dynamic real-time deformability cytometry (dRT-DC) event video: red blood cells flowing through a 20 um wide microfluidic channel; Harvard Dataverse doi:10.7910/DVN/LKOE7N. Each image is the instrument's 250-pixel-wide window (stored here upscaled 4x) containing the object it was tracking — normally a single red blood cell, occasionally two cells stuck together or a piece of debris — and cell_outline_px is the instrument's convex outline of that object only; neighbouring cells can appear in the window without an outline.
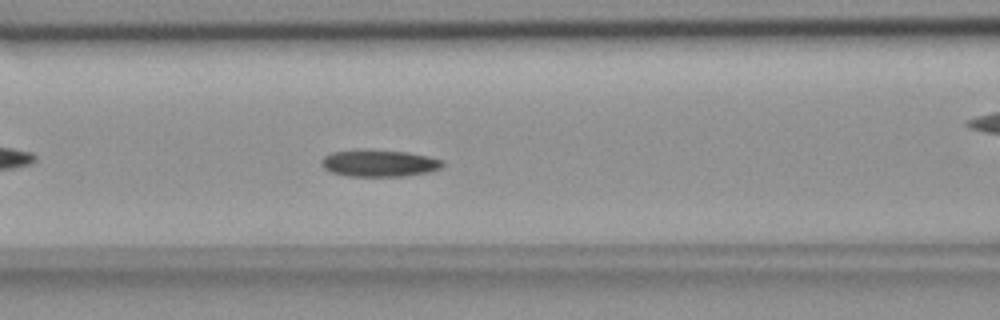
{"species": "common noctule bat (a hibernating species)", "species_latin": "Nyctalus noctula", "temperature_condition": "room temperature", "stored_images_in_passage": 42, "camera_frame_rate_fps": 3000, "um_per_image_px": 0.085, "animal": {"sex": "female", "body_mass_g": 18.4}, "frame": {"image": 1, "passage_image": 8, "time_ms": 2.333, "image_size_px": [1000, 320], "cell_outline_px": [[444, 164], [440, 168], [428, 172], [404, 176], [348, 176], [332, 172], [324, 168], [320, 164], [320, 160], [324, 156], [332, 152], [356, 148], [408, 152], [428, 156], [444, 160]], "centroid_in_image_um": [32.2, 13.85], "position_along_channel_um": 134.4, "area_um2": 19.31}}
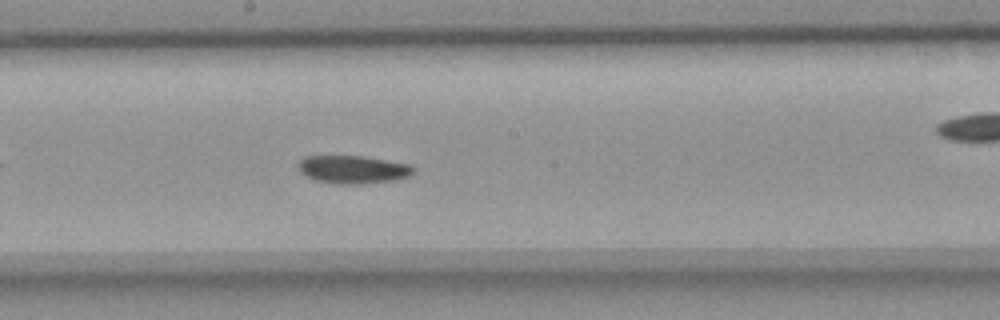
{"frame": {"image": 2, "passage_image": 15, "time_ms": 4.667, "image_size_px": [1000, 320], "cell_outline_px": [[416, 168], [412, 176], [396, 180], [364, 184], [336, 184], [316, 180], [304, 176], [300, 172], [300, 160], [304, 156], [364, 156], [412, 164]], "centroid_in_image_um": [30.08, 14.41], "position_along_channel_um": 218.1, "area_um2": 19.13}}
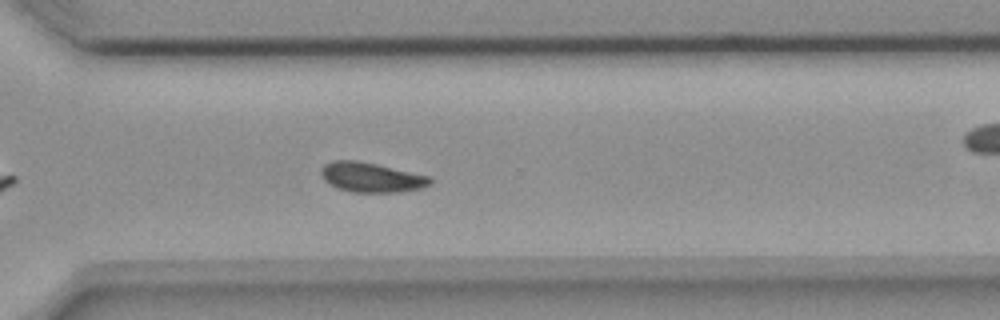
{"frame": {"image": 3, "passage_image": 25, "time_ms": 8.0, "image_size_px": [1000, 320], "cell_outline_px": [[432, 180], [428, 184], [420, 188], [400, 192], [352, 192], [336, 188], [328, 184], [324, 180], [320, 172], [324, 164], [332, 160], [356, 160], [376, 164], [428, 176]], "centroid_in_image_um": [31.48, 15.07], "position_along_channel_um": 339.1, "area_um2": 18.73}, "authors_computed_cell_mechanics": {"area_um2": 18.9584, "velocity_mm_per_s": 3.6107, "shape_relaxation_time_tau1_ms": 5.4853, "shape_relaxation_time_tau2_ms": 4.7878, "deformation_change_tau1": 0.1105, "deformation_change_tau2": 0.0735}}